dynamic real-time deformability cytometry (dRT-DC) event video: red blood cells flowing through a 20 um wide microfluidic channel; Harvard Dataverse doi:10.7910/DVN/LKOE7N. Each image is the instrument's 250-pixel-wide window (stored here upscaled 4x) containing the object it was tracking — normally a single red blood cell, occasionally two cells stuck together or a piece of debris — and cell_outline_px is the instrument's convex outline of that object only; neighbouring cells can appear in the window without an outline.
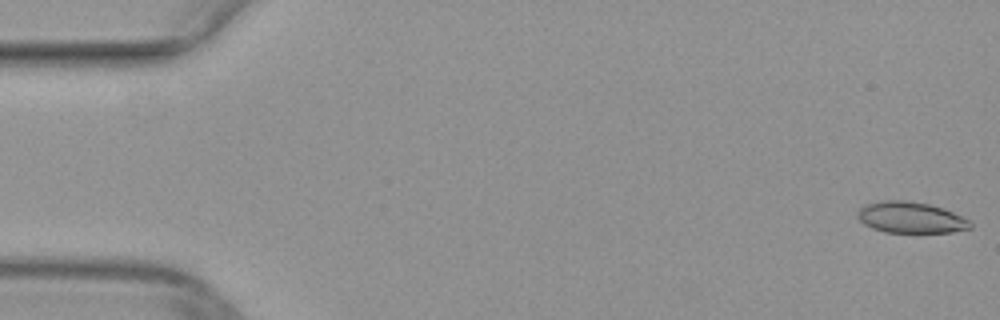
{"species": "common noctule bat (a hibernating species)", "species_latin": "Nyctalus noctula", "temperature_condition": "warm", "stored_images_in_passage": 10, "camera_frame_rate_fps": 3000, "um_per_image_px": 0.085, "animal": {"sex": "female", "body_mass_g": 29.2, "forearm_length_mm": 56.3}, "frame": {"image": 1, "passage_image": 1, "time_ms": 0.0, "image_size_px": [1000, 320], "cell_outline_px": [[972, 228], [952, 232], [884, 232], [872, 228], [864, 224], [856, 216], [860, 208], [864, 204], [884, 200], [904, 200], [928, 204], [944, 208], [968, 220], [972, 224]], "centroid_in_image_um": [77.39, 18.48], "position_along_channel_um": 7.6, "area_um2": 20.4}}